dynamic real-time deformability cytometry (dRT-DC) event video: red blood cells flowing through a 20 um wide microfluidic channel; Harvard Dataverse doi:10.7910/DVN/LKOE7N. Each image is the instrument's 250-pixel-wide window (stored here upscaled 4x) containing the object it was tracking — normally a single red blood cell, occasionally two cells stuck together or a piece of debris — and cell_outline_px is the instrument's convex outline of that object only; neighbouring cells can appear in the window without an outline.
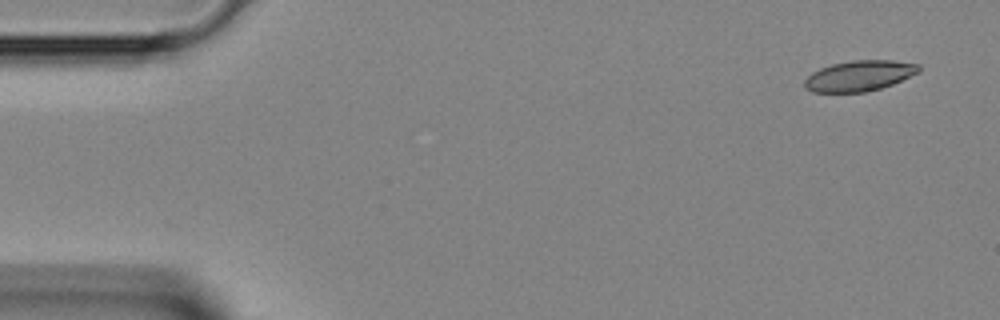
{"species": "Egyptian fruit bat (a non-hibernating species)", "species_latin": "Rousettus aegyptiacus", "temperature_condition": "room temperature", "stored_images_in_passage": 11, "camera_frame_rate_fps": 3000, "um_per_image_px": 0.085, "animal": {"sex": "female"}, "frame": {"image": 1, "passage_image": 1, "time_ms": 0.0, "image_size_px": [1000, 320], "cell_outline_px": [[920, 72], [892, 84], [880, 88], [864, 92], [812, 92], [804, 88], [804, 80], [812, 72], [820, 68], [832, 64], [852, 60], [892, 60], [920, 64]], "centroid_in_image_um": [73.03, 6.44], "position_along_channel_um": 12.0, "area_um2": 20.4}}
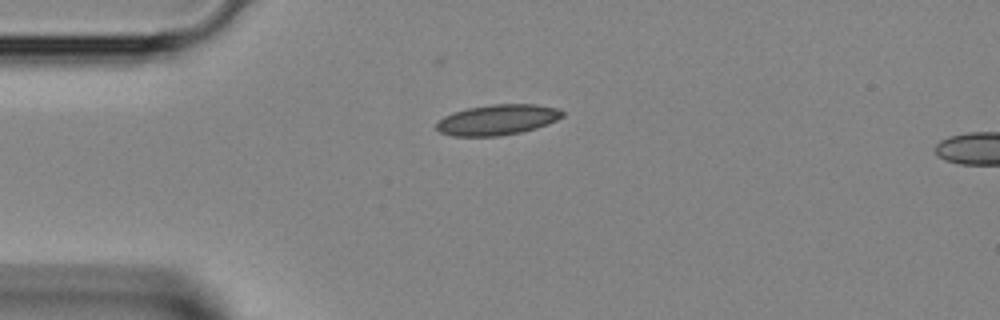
{"frame": {"image": 2, "passage_image": 9, "time_ms": 2.667, "image_size_px": [1000, 320], "cell_outline_px": [[564, 116], [548, 124], [536, 128], [520, 132], [500, 136], [452, 136], [440, 132], [436, 128], [436, 124], [444, 116], [452, 112], [468, 108], [492, 104], [536, 104], [560, 108], [564, 112]], "centroid_in_image_um": [42.31, 10.17], "position_along_channel_um": 42.7, "area_um2": 22.48}}